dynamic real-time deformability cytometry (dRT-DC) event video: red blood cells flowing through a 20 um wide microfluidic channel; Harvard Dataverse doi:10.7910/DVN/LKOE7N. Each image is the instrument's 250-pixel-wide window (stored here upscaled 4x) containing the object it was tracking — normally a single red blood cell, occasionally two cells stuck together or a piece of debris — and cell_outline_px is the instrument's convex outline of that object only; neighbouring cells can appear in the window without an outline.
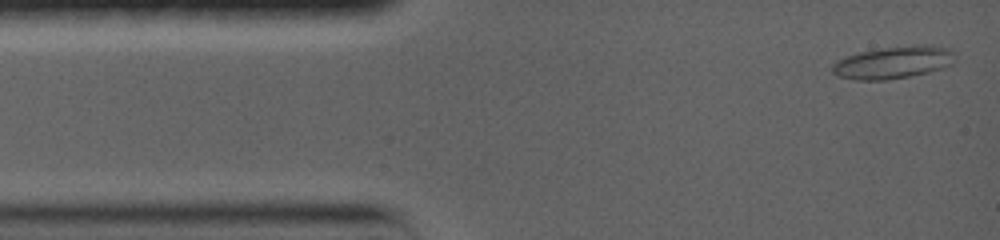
{"species": "common noctule bat (a hibernating species)", "species_latin": "Nyctalus noctula", "temperature_condition": "warm", "stored_images_in_passage": 8, "camera_frame_rate_fps": 5000, "um_per_image_px": 0.085, "animal": {"sex": "female", "body_mass_g": 19.0, "forearm_length_mm": 56.7}, "frame": {"image": 1, "passage_image": 1, "time_ms": 0.0, "image_size_px": [1000, 240], "cell_outline_px": [[952, 64], [944, 68], [928, 72], [908, 76], [884, 80], [856, 80], [840, 76], [832, 72], [832, 64], [836, 60], [844, 56], [860, 52], [884, 48], [916, 44], [932, 44], [948, 48], [952, 52]], "centroid_in_image_um": [75.91, 5.29], "position_along_channel_um": 9.1, "area_um2": 23.06}}
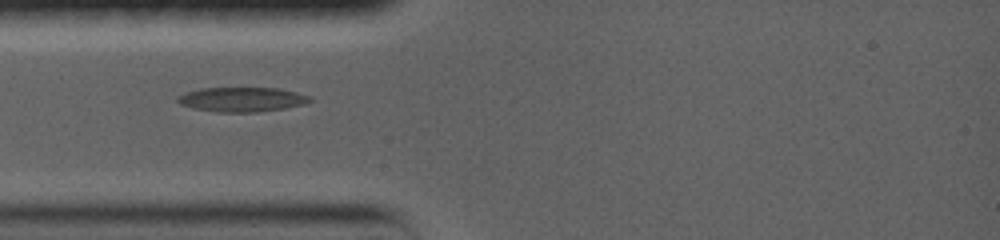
{"frame": {"image": 2, "passage_image": 5, "time_ms": 3.4, "image_size_px": [1000, 240], "cell_outline_px": [[312, 100], [304, 104], [284, 108], [256, 112], [216, 112], [196, 108], [180, 104], [176, 100], [176, 96], [200, 88], [280, 88], [312, 96]], "centroid_in_image_um": [20.58, 8.45], "position_along_channel_um": 64.4, "area_um2": 18.84}}
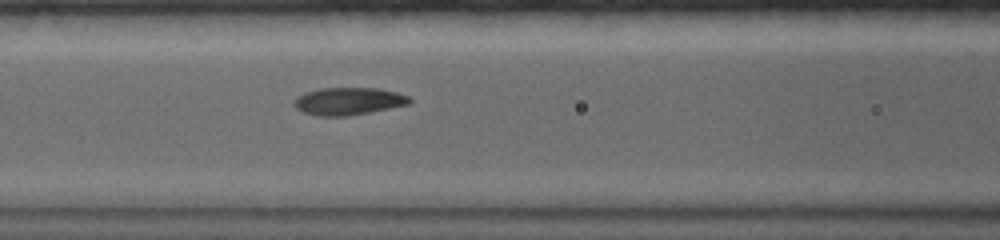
{"frame": {"image": 3, "passage_image": 7, "time_ms": 5.4, "image_size_px": [1000, 240], "cell_outline_px": [[412, 100], [408, 104], [348, 116], [320, 116], [304, 112], [296, 108], [292, 104], [296, 96], [304, 92], [320, 88], [380, 88], [396, 92], [408, 96]], "centroid_in_image_um": [29.57, 8.59], "position_along_channel_um": 137.0, "area_um2": 18.44}}